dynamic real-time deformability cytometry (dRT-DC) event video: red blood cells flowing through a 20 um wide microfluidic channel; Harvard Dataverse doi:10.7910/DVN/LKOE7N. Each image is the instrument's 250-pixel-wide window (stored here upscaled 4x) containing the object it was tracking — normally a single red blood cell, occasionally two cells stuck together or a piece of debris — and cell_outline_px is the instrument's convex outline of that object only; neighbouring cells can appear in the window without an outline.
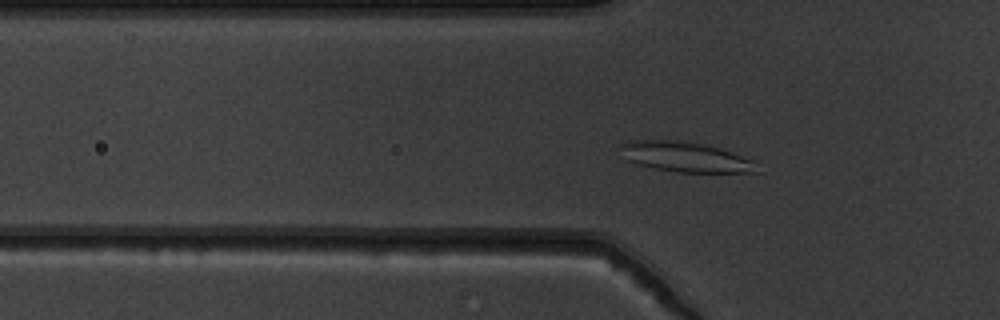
{"species": "common noctule bat (a hibernating species)", "species_latin": "Nyctalus noctula", "temperature_condition": "warm", "stored_images_in_passage": 51, "camera_frame_rate_fps": 3000, "um_per_image_px": 0.085, "animal": {"sex": "male", "body_mass_g": 19.5, "forearm_length_mm": 54.6}, "frame": {"image": 1, "passage_image": 15, "time_ms": 4.667, "image_size_px": [1000, 320], "cell_outline_px": [[764, 172], [676, 172], [656, 168], [624, 160], [620, 144], [624, 140], [680, 140], [704, 144], [720, 148], [756, 160]], "centroid_in_image_um": [58.33, 13.33], "position_along_channel_um": 67.5, "area_um2": 24.33}}
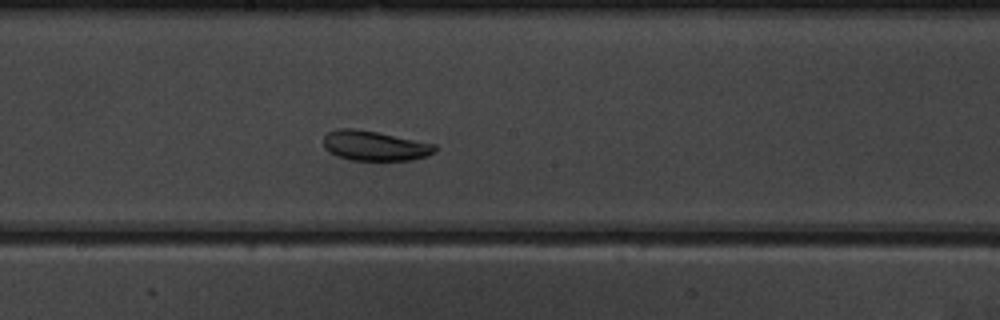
{"frame": {"image": 2, "passage_image": 27, "time_ms": 8.667, "image_size_px": [1000, 320], "cell_outline_px": [[436, 152], [424, 156], [408, 160], [352, 160], [336, 156], [328, 152], [324, 148], [324, 136], [328, 132], [336, 128], [356, 128], [436, 144]], "centroid_in_image_um": [31.8, 12.38], "position_along_channel_um": 216.4, "area_um2": 19.36}}
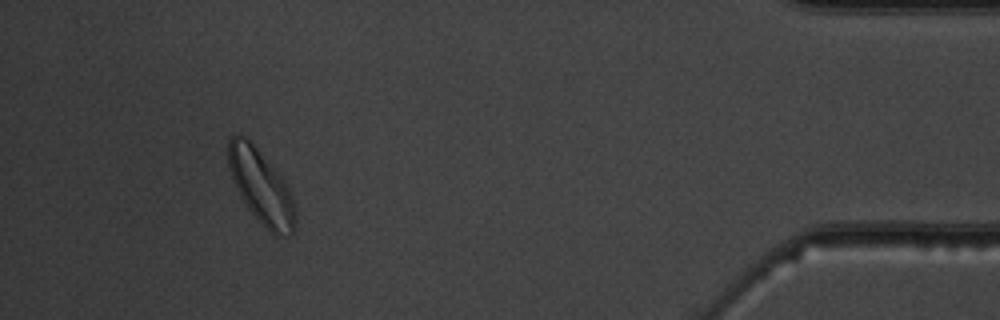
{"frame": {"image": 3, "passage_image": 47, "time_ms": 15.333, "image_size_px": [1000, 320], "cell_outline_px": [[296, 228], [288, 236], [272, 236], [248, 208], [240, 196], [232, 180], [228, 168], [228, 140], [232, 136], [244, 136], [256, 148], [284, 180], [296, 204]], "centroid_in_image_um": [22.22, 15.95], "position_along_channel_um": 413.0, "area_um2": 28.84}, "authors_computed_cell_mechanics": {"area_um2": 24.3338, "velocity_mm_per_s": 3.7604, "shape_relaxation_time_tau1_ms": 4.7105, "shape_relaxation_time_tau2_ms": 3.3082, "deformation_change_tau1": 0.132, "deformation_change_tau2": 0.0772}}